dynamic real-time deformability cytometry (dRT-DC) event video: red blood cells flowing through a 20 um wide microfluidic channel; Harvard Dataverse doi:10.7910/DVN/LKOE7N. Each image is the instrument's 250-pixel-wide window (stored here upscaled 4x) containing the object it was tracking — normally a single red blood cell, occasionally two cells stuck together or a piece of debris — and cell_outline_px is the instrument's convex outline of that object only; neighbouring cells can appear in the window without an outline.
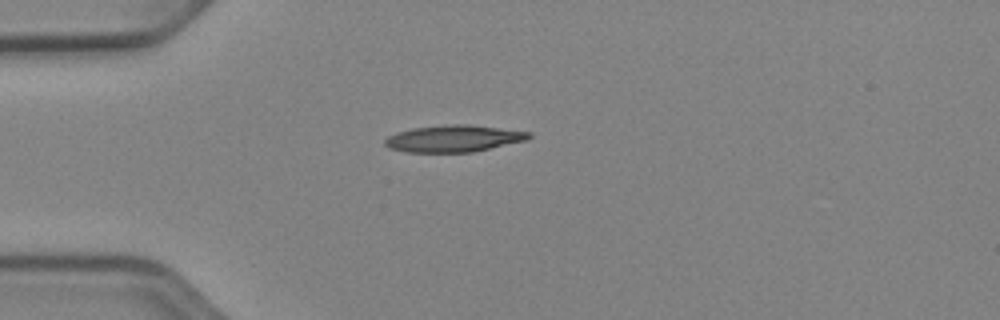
{"species": "Egyptian fruit bat (a non-hibernating species)", "species_latin": "Rousettus aegyptiacus", "temperature_condition": "cold", "stored_images_in_passage": 39, "camera_frame_rate_fps": 3000, "um_per_image_px": 0.085, "animal": {"sex": "female"}, "frame": {"image": 1, "passage_image": 1, "time_ms": 0.0, "image_size_px": [1000, 320], "cell_outline_px": [[532, 136], [528, 140], [472, 152], [408, 152], [388, 148], [384, 144], [384, 140], [388, 136], [396, 132], [412, 128], [452, 124], [468, 124], [532, 132]], "centroid_in_image_um": [38.57, 11.77], "position_along_channel_um": 46.4, "area_um2": 22.54}}
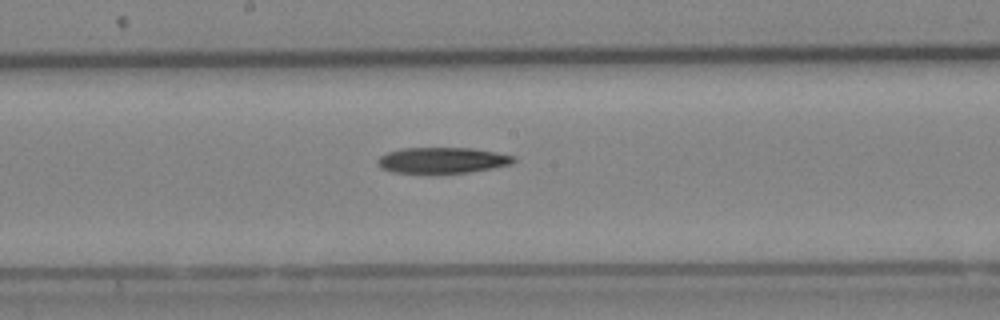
{"frame": {"image": 2, "passage_image": 15, "time_ms": 4.667, "image_size_px": [1000, 320], "cell_outline_px": [[516, 160], [512, 164], [492, 168], [468, 172], [436, 176], [428, 176], [392, 172], [380, 168], [376, 164], [376, 160], [380, 156], [388, 152], [404, 148], [472, 148], [496, 152], [516, 156]], "centroid_in_image_um": [37.55, 13.67], "position_along_channel_um": 210.7, "area_um2": 21.56}}
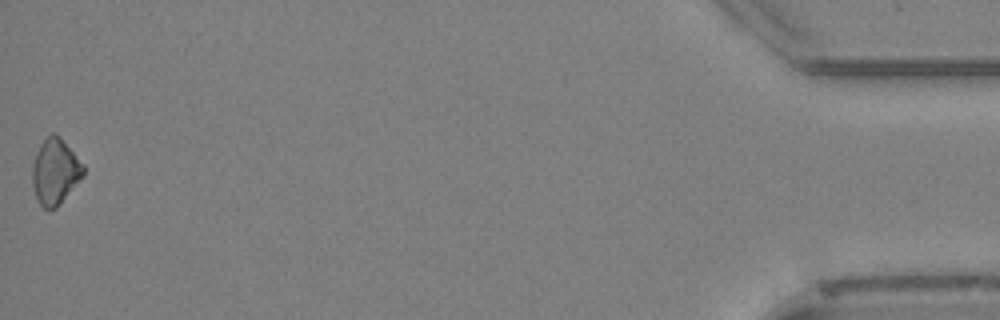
{"frame": {"image": 3, "passage_image": 39, "time_ms": 12.667, "image_size_px": [1000, 320], "cell_outline_px": [[84, 176], [60, 204], [56, 208], [48, 212], [40, 204], [36, 196], [32, 184], [32, 164], [36, 152], [40, 144], [52, 132], [60, 136], [84, 164]], "centroid_in_image_um": [4.69, 14.6], "position_along_channel_um": 430.5, "area_um2": 19.77}, "authors_computed_cell_mechanics": {"area_um2": 20.5768, "velocity_mm_per_s": 3.9322, "shape_relaxation_time_tau1_ms": 5.2783, "shape_relaxation_time_tau2_ms": null, "deformation_change_tau1": 0.1001, "deformation_change_tau2": null}}